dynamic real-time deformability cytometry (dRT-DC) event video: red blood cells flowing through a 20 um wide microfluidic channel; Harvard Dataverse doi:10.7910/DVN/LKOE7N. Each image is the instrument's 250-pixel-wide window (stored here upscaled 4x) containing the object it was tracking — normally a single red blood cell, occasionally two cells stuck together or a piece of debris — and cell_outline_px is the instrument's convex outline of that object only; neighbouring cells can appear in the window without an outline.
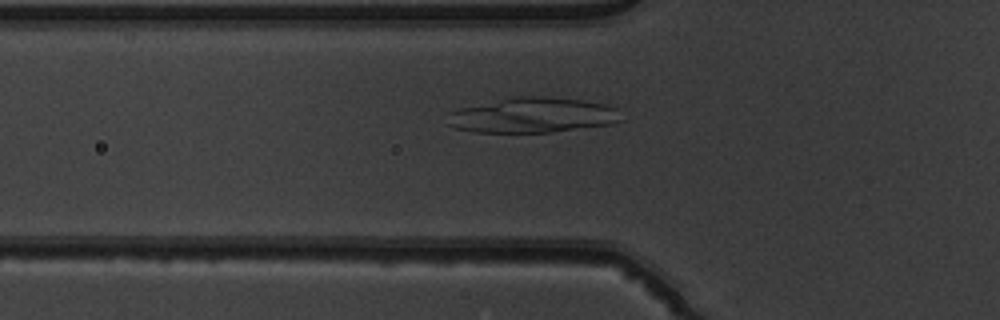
{"species": "common noctule bat (a hibernating species)", "species_latin": "Nyctalus noctula", "temperature_condition": "warm", "stored_images_in_passage": 50, "camera_frame_rate_fps": 3000, "um_per_image_px": 0.085, "animal": {"sex": "male", "body_mass_g": 19.5, "forearm_length_mm": 54.6}, "frame": {"image": 1, "passage_image": 17, "time_ms": 5.333, "image_size_px": [1000, 320], "cell_outline_px": [[620, 120], [608, 124], [552, 132], [472, 132], [456, 128], [448, 124], [448, 112], [460, 108], [516, 96], [544, 96], [580, 100], [604, 104], [616, 108]], "centroid_in_image_um": [45.22, 9.79], "position_along_channel_um": 80.6, "area_um2": 35.08}}
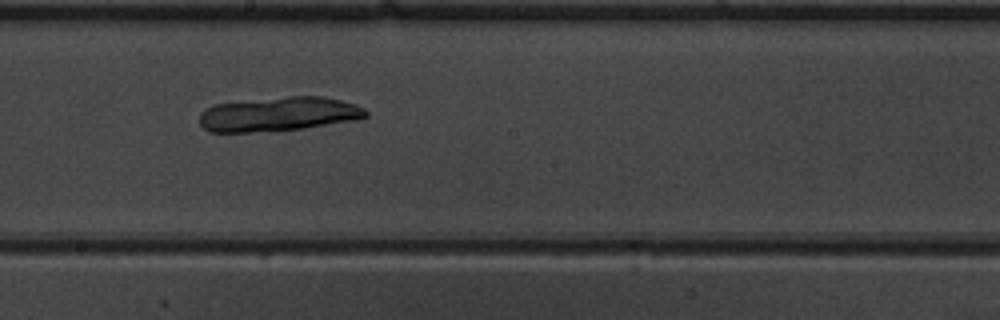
{"frame": {"image": 2, "passage_image": 28, "time_ms": 9.0, "image_size_px": [1000, 320], "cell_outline_px": [[368, 116], [356, 120], [304, 128], [276, 132], [208, 132], [200, 124], [200, 112], [204, 108], [216, 104], [288, 96], [324, 96], [356, 104], [364, 108], [368, 112]], "centroid_in_image_um": [23.69, 9.71], "position_along_channel_um": 224.5, "area_um2": 33.58}}
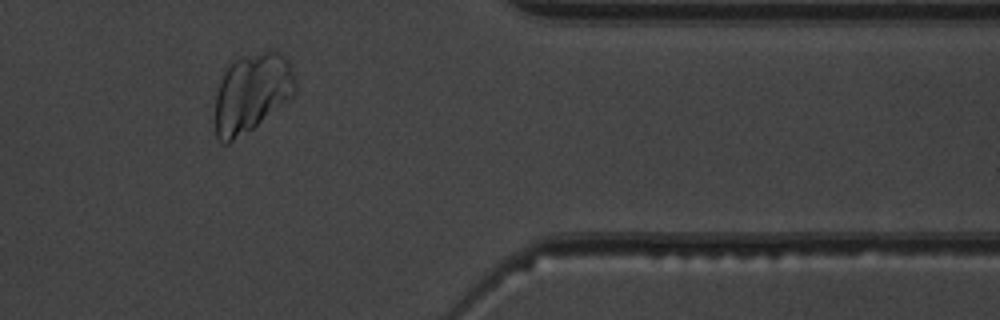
{"frame": {"image": 3, "passage_image": 42, "time_ms": 13.667, "image_size_px": [1000, 320], "cell_outline_px": [[296, 92], [288, 100], [252, 128], [228, 144], [224, 144], [216, 136], [216, 92], [220, 80], [228, 60], [264, 48], [280, 52], [288, 60], [292, 68], [296, 80]], "centroid_in_image_um": [21.4, 7.79], "position_along_channel_um": 390.0, "area_um2": 37.45}}